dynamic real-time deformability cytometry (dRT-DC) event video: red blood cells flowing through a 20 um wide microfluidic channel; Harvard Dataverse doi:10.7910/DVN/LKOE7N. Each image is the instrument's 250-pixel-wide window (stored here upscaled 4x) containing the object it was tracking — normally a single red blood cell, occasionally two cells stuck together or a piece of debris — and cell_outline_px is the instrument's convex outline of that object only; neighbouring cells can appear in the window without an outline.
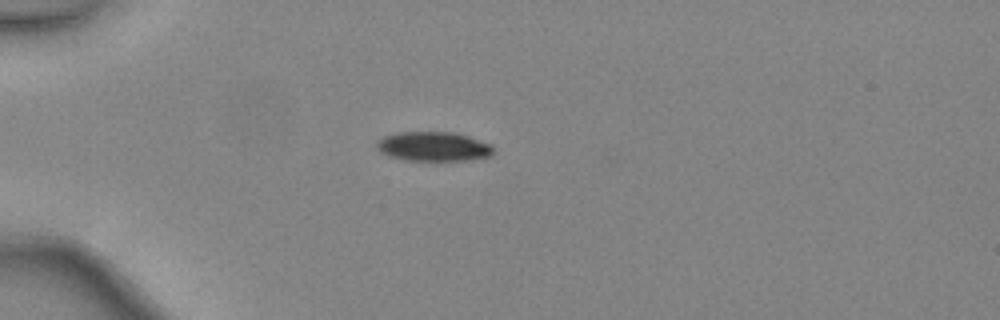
{"species": "common noctule bat (a hibernating species)", "species_latin": "Nyctalus noctula", "temperature_condition": "warm", "stored_images_in_passage": 47, "camera_frame_rate_fps": 3000, "um_per_image_px": 0.085, "animal": {"sex": "female", "body_mass_g": 24.6, "forearm_length_mm": 56.2}, "frame": {"image": 1, "passage_image": 14, "time_ms": 4.333, "image_size_px": [1000, 320], "cell_outline_px": [[492, 156], [472, 160], [432, 164], [404, 160], [388, 156], [380, 152], [376, 148], [376, 140], [384, 136], [396, 132], [452, 132], [468, 136], [492, 144]], "centroid_in_image_um": [36.83, 12.51], "position_along_channel_um": 48.2, "area_um2": 21.15}}
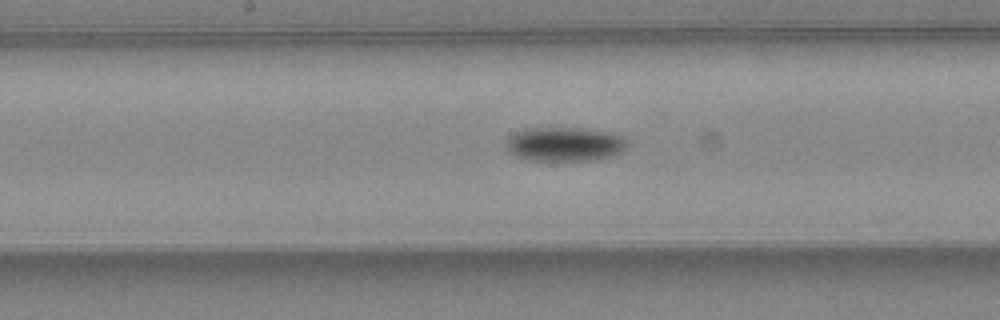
{"frame": {"image": 2, "passage_image": 26, "time_ms": 8.333, "image_size_px": [1000, 320], "cell_outline_px": [[628, 148], [624, 152], [612, 156], [596, 160], [528, 160], [512, 156], [508, 152], [504, 144], [508, 136], [524, 128], [580, 128], [608, 132], [624, 136], [628, 140]], "centroid_in_image_um": [48.0, 12.26], "position_along_channel_um": 200.2, "area_um2": 24.68}}
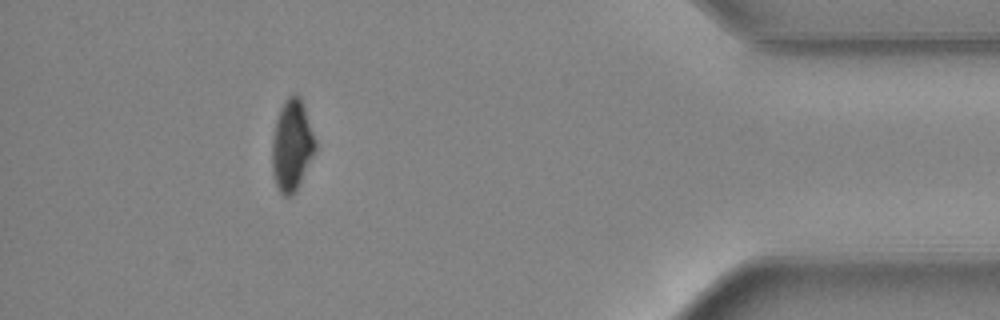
{"frame": {"image": 3, "passage_image": 43, "time_ms": 14.0, "image_size_px": [1000, 320], "cell_outline_px": [[316, 148], [292, 196], [284, 196], [280, 192], [276, 184], [272, 172], [272, 140], [276, 120], [280, 108], [284, 100], [292, 92], [296, 92], [300, 96], [316, 140]], "centroid_in_image_um": [24.79, 12.29], "position_along_channel_um": 410.4, "area_um2": 22.72}, "authors_computed_cell_mechanics": {"area_um2": 22.1952, "velocity_mm_per_s": 4.4872, "shape_relaxation_time_tau1_ms": 2.0378, "shape_relaxation_time_tau2_ms": null, "deformation_change_tau1": 0.0913, "deformation_change_tau2": null}}